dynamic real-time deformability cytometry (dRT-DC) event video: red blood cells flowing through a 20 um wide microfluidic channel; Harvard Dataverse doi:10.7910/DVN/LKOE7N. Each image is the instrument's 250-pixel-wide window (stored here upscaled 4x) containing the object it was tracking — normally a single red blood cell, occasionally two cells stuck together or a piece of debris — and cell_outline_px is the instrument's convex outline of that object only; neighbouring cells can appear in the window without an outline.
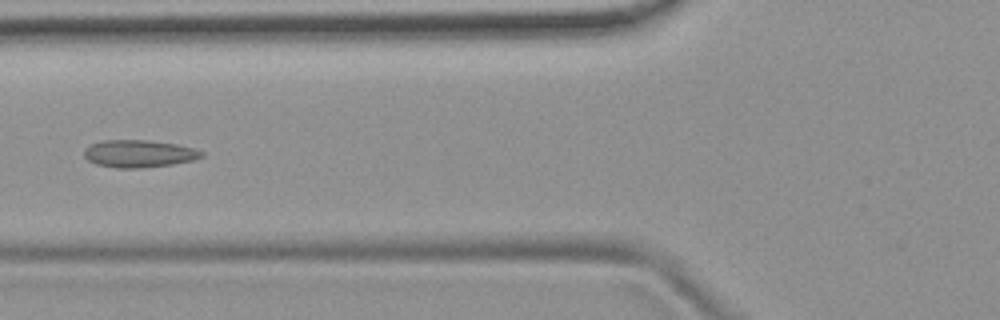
{"species": "common noctule bat (a hibernating species)", "species_latin": "Nyctalus noctula", "temperature_condition": "room temperature", "stored_images_in_passage": 4, "camera_frame_rate_fps": 3000, "um_per_image_px": 0.085, "animal": {"sex": "female", "body_mass_g": 19.9}, "frame": {"image": 1, "passage_image": 4, "time_ms": 3.333, "image_size_px": [1000, 320], "cell_outline_px": [[204, 156], [196, 160], [172, 164], [140, 168], [116, 168], [96, 164], [88, 160], [84, 156], [84, 148], [92, 144], [104, 140], [148, 140], [176, 144], [196, 148], [204, 152]], "centroid_in_image_um": [11.85, 13.06], "position_along_channel_um": 114.0, "area_um2": 18.9}}